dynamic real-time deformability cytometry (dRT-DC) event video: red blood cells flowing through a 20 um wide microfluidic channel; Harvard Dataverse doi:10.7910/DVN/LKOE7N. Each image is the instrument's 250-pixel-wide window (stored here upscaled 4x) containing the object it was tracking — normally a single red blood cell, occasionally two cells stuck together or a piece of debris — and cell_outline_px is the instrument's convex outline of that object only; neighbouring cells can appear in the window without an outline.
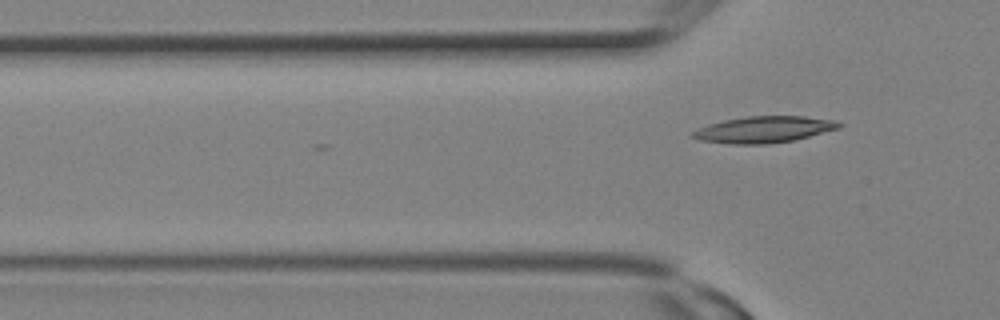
{"species": "Egyptian fruit bat (a non-hibernating species)", "species_latin": "Rousettus aegyptiacus", "temperature_condition": "room temperature", "stored_images_in_passage": 4, "camera_frame_rate_fps": 3000, "um_per_image_px": 0.085, "animal": {"sex": "female"}, "frame": {"image": 1, "passage_image": 4, "time_ms": 1.0, "image_size_px": [1000, 320], "cell_outline_px": [[844, 124], [840, 128], [792, 140], [764, 144], [728, 144], [700, 140], [688, 136], [692, 132], [708, 124], [724, 120], [748, 116], [804, 116], [832, 120]], "centroid_in_image_um": [64.89, 11.01], "position_along_channel_um": 60.9, "area_um2": 22.37}}